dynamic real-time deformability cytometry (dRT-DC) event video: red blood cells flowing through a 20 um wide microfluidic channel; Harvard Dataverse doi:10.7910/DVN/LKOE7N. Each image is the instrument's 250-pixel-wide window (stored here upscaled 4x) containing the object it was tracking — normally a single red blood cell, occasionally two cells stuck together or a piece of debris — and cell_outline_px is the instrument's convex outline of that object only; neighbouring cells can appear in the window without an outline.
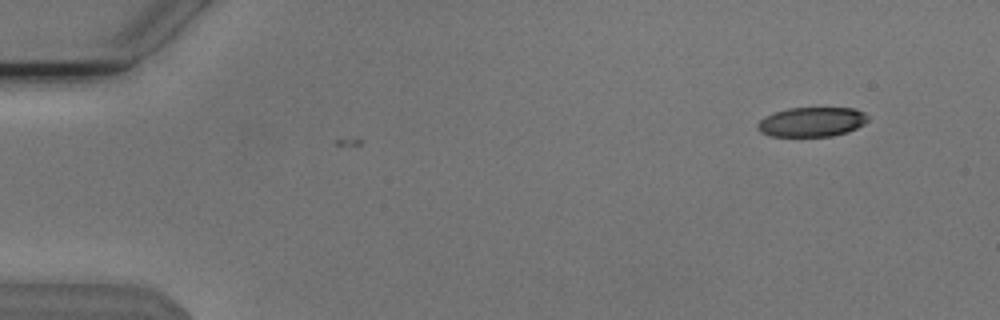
{"species": "Egyptian fruit bat (a non-hibernating species)", "species_latin": "Rousettus aegyptiacus", "temperature_condition": "cold", "stored_images_in_passage": 3, "camera_frame_rate_fps": 3000, "um_per_image_px": 0.085, "animal": {"sex": "male"}, "frame": {"image": 1, "passage_image": 3, "time_ms": 0.667, "image_size_px": [1000, 320], "cell_outline_px": [[868, 120], [864, 124], [848, 132], [832, 136], [772, 136], [760, 132], [756, 128], [756, 124], [764, 116], [788, 108], [856, 108], [864, 112], [868, 116]], "centroid_in_image_um": [69.0, 10.36], "position_along_channel_um": 16.0, "area_um2": 19.07}}